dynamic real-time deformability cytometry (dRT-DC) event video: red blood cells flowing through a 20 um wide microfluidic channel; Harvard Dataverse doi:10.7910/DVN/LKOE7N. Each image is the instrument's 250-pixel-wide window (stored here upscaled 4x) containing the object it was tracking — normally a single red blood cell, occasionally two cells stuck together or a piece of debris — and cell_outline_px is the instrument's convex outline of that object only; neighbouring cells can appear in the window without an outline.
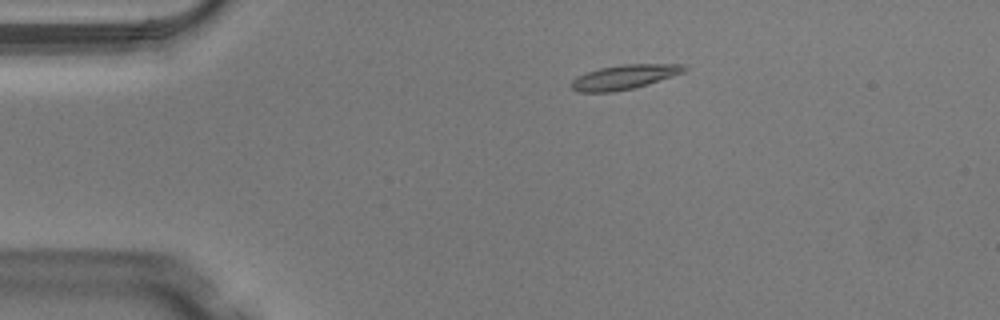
{"species": "Egyptian fruit bat (a non-hibernating species)", "species_latin": "Rousettus aegyptiacus", "temperature_condition": "warm", "stored_images_in_passage": 41, "camera_frame_rate_fps": 3000, "um_per_image_px": 0.085, "animal": {"sex": "male"}, "frame": {"image": 1, "passage_image": 1, "time_ms": 0.0, "image_size_px": [1000, 320], "cell_outline_px": [[688, 68], [684, 72], [648, 84], [632, 88], [612, 92], [576, 92], [568, 84], [576, 76], [600, 68], [620, 64], [684, 64]], "centroid_in_image_um": [53.03, 6.54], "position_along_channel_um": 32.0, "area_um2": 16.13}}
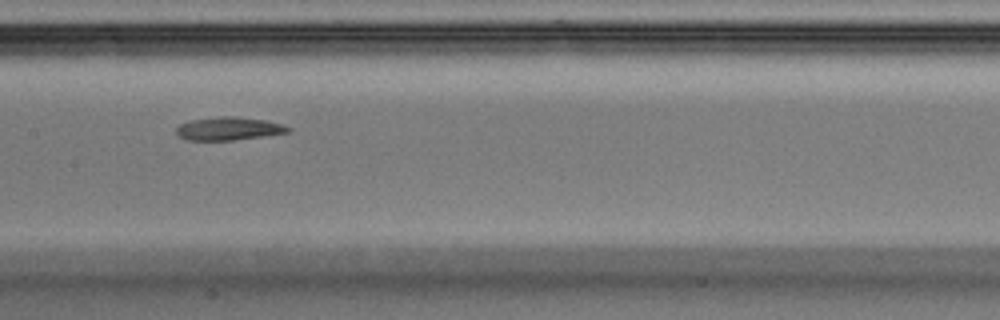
{"frame": {"image": 2, "passage_image": 16, "time_ms": 5.0, "image_size_px": [1000, 320], "cell_outline_px": [[292, 128], [288, 132], [264, 136], [232, 140], [188, 140], [180, 136], [176, 132], [176, 128], [180, 124], [192, 120], [220, 116], [236, 116], [264, 120], [280, 124]], "centroid_in_image_um": [19.43, 10.93], "position_along_channel_um": 188.0, "area_um2": 14.85}}
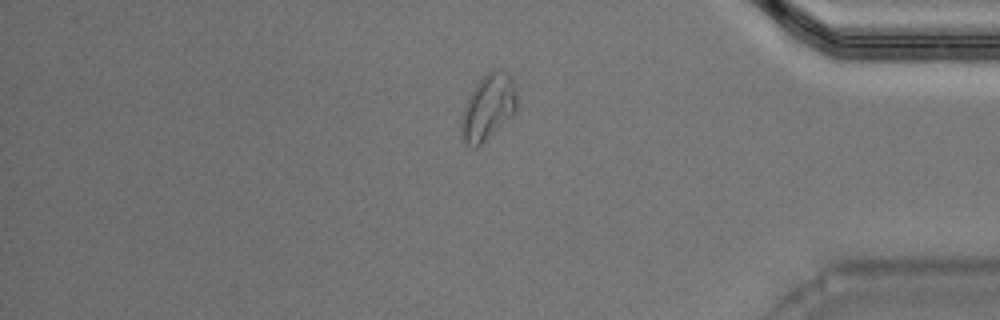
{"frame": {"image": 3, "passage_image": 33, "time_ms": 10.667, "image_size_px": [1000, 320], "cell_outline_px": [[516, 112], [512, 116], [476, 148], [472, 148], [464, 144], [460, 140], [460, 124], [464, 108], [476, 84], [492, 68], [512, 76], [516, 92]], "centroid_in_image_um": [41.47, 9.16], "position_along_channel_um": 393.7, "area_um2": 21.15}, "authors_computed_cell_mechanics": {"area_um2": 15.7794, "velocity_mm_per_s": 4.081, "shape_relaxation_time_tau1_ms": null, "shape_relaxation_time_tau2_ms": 3.0551, "deformation_change_tau1": null, "deformation_change_tau2": 0.097}}